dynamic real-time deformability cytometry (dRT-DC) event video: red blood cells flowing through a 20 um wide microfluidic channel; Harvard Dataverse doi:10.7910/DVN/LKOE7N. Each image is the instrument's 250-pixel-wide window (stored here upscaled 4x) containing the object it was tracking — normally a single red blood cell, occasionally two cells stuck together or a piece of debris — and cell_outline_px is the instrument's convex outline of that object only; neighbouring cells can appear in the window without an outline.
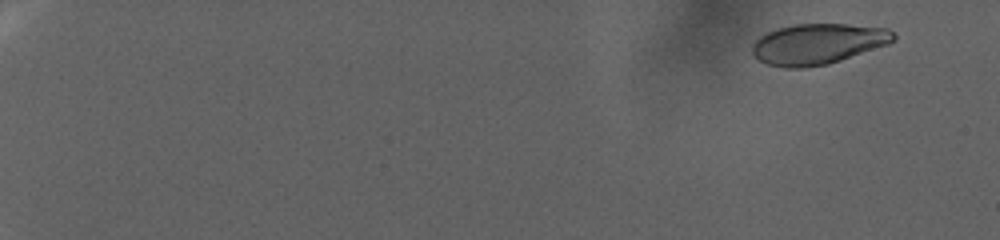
{"species": "human", "species_latin": "Homo sapiens", "temperature_condition": "warm", "stored_images_in_passage": 101, "camera_frame_rate_fps": 3000, "um_per_image_px": 0.085, "donor": {"sex": "female"}, "frame": {"image": 1, "passage_image": 9, "time_ms": 2.667, "image_size_px": [1000, 240], "cell_outline_px": [[896, 40], [888, 44], [828, 64], [804, 68], [784, 68], [768, 64], [752, 56], [752, 44], [760, 36], [768, 32], [792, 24], [848, 24], [888, 28], [896, 36]], "centroid_in_image_um": [69.51, 3.73], "position_along_channel_um": 15.5, "area_um2": 33.47}}
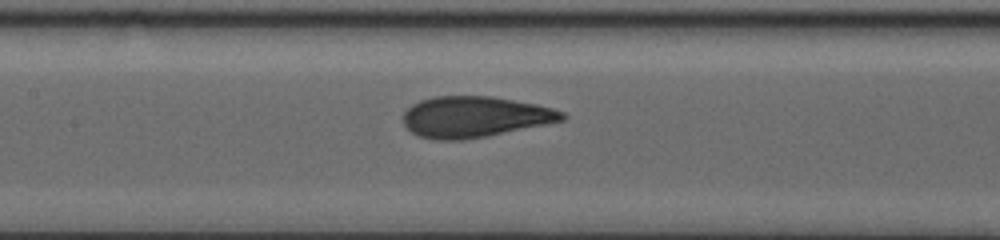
{"frame": {"image": 2, "passage_image": 58, "time_ms": 19.0, "image_size_px": [1000, 240], "cell_outline_px": [[568, 116], [564, 120], [464, 140], [436, 140], [420, 136], [412, 132], [404, 124], [400, 116], [412, 104], [420, 100], [432, 96], [492, 96], [536, 104], [552, 108], [564, 112]], "centroid_in_image_um": [40.3, 9.92], "position_along_channel_um": 167.1, "area_um2": 37.8}}
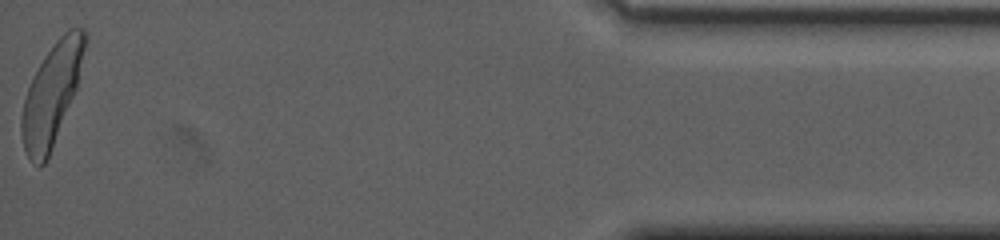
{"frame": {"image": 3, "passage_image": 101, "time_ms": 33.333, "image_size_px": [1000, 240], "cell_outline_px": [[88, 40], [76, 88], [48, 160], [40, 168], [32, 164], [24, 148], [20, 132], [20, 120], [24, 100], [28, 88], [44, 56], [56, 40], [68, 28], [84, 28], [88, 32]], "centroid_in_image_um": [4.4, 8.03], "position_along_channel_um": 430.8, "area_um2": 37.34}, "authors_computed_cell_mechanics": {"area_um2": 36.4718, "velocity_mm_per_s": 2.2818, "shape_relaxation_time_tau1_ms": 6.0622, "shape_relaxation_time_tau2_ms": null, "deformation_change_tau1": 0.2021, "deformation_change_tau2": null}}